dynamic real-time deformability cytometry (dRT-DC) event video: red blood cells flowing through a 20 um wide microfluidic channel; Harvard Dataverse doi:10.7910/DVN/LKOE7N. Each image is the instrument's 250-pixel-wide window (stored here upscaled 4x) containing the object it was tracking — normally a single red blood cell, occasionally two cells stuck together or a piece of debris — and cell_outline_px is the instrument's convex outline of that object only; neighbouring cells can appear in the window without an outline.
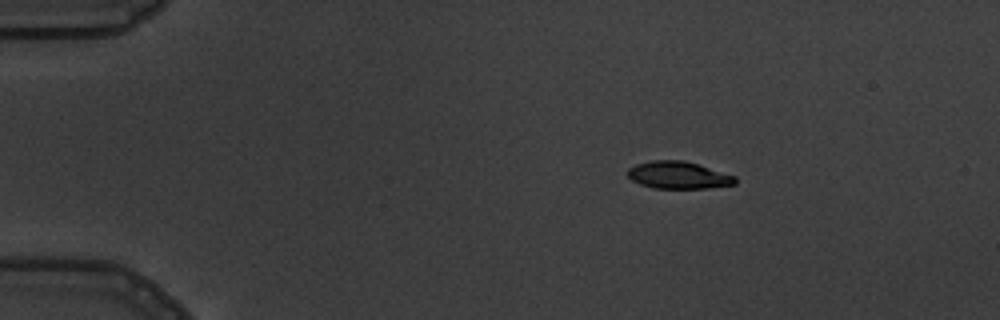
{"species": "common noctule bat (a hibernating species)", "species_latin": "Nyctalus noctula", "temperature_condition": "warm", "stored_images_in_passage": 3, "camera_frame_rate_fps": 3000, "um_per_image_px": 0.085, "animal": {"sex": "male", "body_mass_g": 19.5, "forearm_length_mm": 54.6}, "frame": {"image": 1, "passage_image": 1, "time_ms": 0.0, "image_size_px": [1000, 320], "cell_outline_px": [[736, 184], [708, 188], [652, 188], [640, 184], [632, 180], [628, 176], [628, 168], [636, 164], [652, 160], [684, 160], [736, 176]], "centroid_in_image_um": [57.65, 14.89], "position_along_channel_um": 27.3, "area_um2": 17.05}}
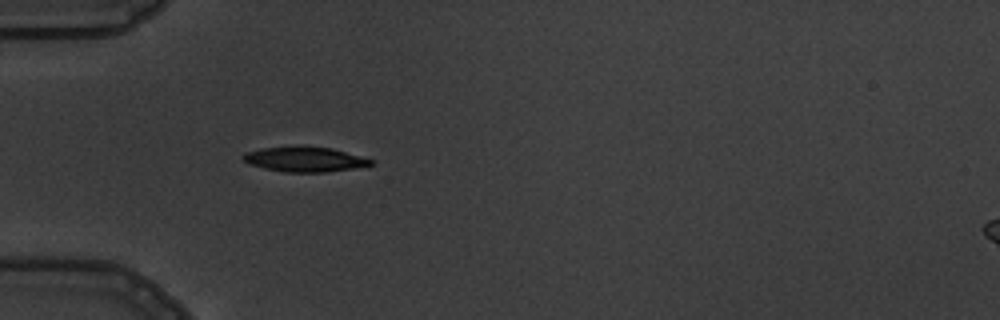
{"frame": {"image": 2, "passage_image": 3, "time_ms": 2.667, "image_size_px": [1000, 320], "cell_outline_px": [[376, 164], [352, 168], [324, 172], [284, 172], [264, 168], [248, 164], [240, 156], [244, 152], [264, 148], [296, 144], [332, 148], [372, 160]], "centroid_in_image_um": [25.83, 13.51], "position_along_channel_um": 59.2, "area_um2": 18.84}}